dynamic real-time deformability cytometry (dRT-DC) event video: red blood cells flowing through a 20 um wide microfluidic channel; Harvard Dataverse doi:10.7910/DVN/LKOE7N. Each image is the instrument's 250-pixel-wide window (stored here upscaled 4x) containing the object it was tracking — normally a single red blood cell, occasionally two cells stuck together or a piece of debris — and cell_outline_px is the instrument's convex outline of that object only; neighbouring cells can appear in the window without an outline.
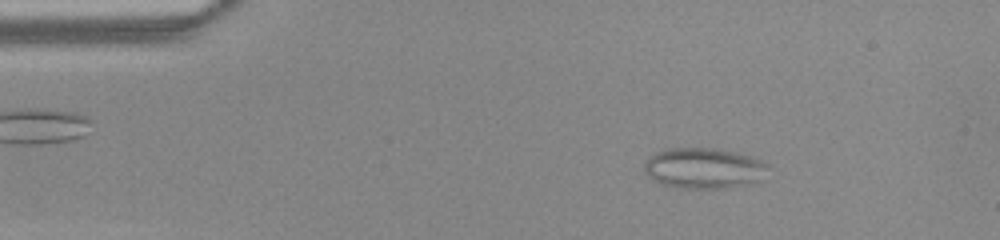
{"species": "common noctule bat (a hibernating species)", "species_latin": "Nyctalus noctula", "temperature_condition": "warm", "stored_images_in_passage": 50, "camera_frame_rate_fps": 3000, "um_per_image_px": 0.085, "animal": {"sex": "female", "body_mass_g": 22.0, "forearm_length_mm": 56.7}, "frame": {"image": 1, "passage_image": 7, "time_ms": 2.0, "image_size_px": [1000, 240], "cell_outline_px": [[768, 164], [756, 180], [752, 184], [728, 188], [680, 188], [660, 184], [652, 180], [644, 172], [644, 164], [656, 152], [664, 148], [716, 148], [736, 152], [760, 160]], "centroid_in_image_um": [59.74, 14.3], "position_along_channel_um": 25.3, "area_um2": 29.13}}
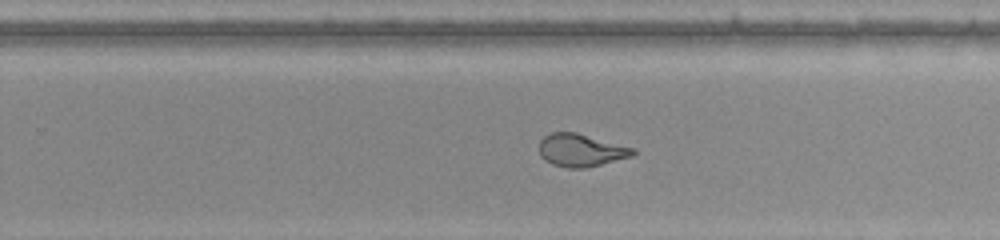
{"frame": {"image": 2, "passage_image": 31, "time_ms": 10.0, "image_size_px": [1000, 240], "cell_outline_px": [[636, 152], [632, 156], [584, 168], [568, 168], [552, 164], [544, 160], [540, 156], [540, 140], [544, 136], [552, 132], [576, 132], [636, 148]], "centroid_in_image_um": [49.38, 12.76], "position_along_channel_um": 280.4, "area_um2": 17.86}}
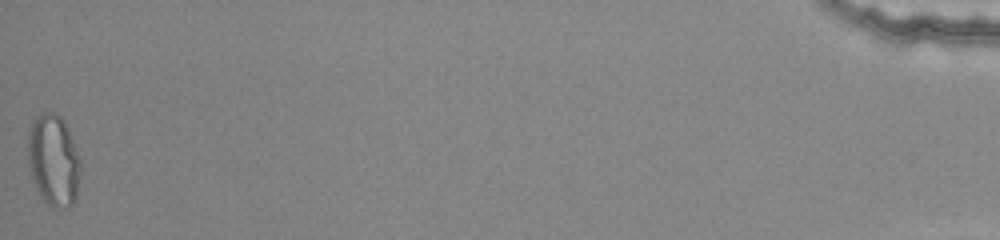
{"frame": {"image": 3, "passage_image": 50, "time_ms": 16.333, "image_size_px": [1000, 240], "cell_outline_px": [[80, 176], [76, 196], [72, 204], [68, 208], [52, 208], [40, 196], [36, 188], [28, 164], [28, 128], [36, 116], [44, 112], [56, 112], [64, 120], [68, 128], [80, 160]], "centroid_in_image_um": [4.54, 13.62], "position_along_channel_um": 430.7, "area_um2": 28.26}, "authors_computed_cell_mechanics": {"area_um2": 21.4438, "velocity_mm_per_s": 3.9843, "shape_relaxation_time_tau1_ms": null, "shape_relaxation_time_tau2_ms": 0.7392, "deformation_change_tau1": null, "deformation_change_tau2": 0.0842}}